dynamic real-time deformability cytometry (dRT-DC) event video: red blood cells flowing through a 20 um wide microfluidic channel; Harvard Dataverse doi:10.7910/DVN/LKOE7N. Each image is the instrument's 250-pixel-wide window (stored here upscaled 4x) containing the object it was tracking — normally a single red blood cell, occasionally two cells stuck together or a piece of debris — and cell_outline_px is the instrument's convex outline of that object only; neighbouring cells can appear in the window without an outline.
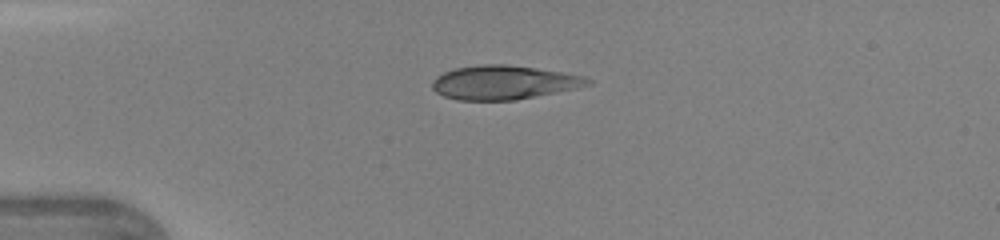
{"species": "human", "species_latin": "Homo sapiens", "temperature_condition": "warm", "stored_images_in_passage": 34, "camera_frame_rate_fps": 3000, "um_per_image_px": 0.085, "donor": {"sex": "female"}, "frame": {"image": 1, "passage_image": 1, "time_ms": 0.0, "image_size_px": [1000, 240], "cell_outline_px": [[592, 84], [516, 100], [456, 100], [444, 96], [436, 92], [432, 88], [432, 80], [436, 76], [444, 72], [456, 68], [480, 64], [504, 64], [536, 68], [584, 76], [592, 80]], "centroid_in_image_um": [42.77, 7.0], "position_along_channel_um": 42.2, "area_um2": 30.52}}
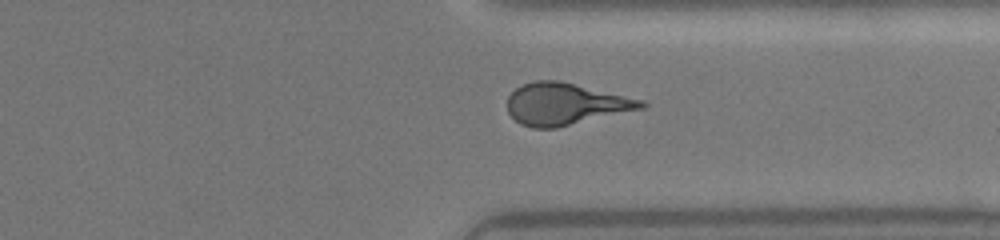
{"frame": {"image": 2, "passage_image": 24, "time_ms": 7.667, "image_size_px": [1000, 240], "cell_outline_px": [[648, 108], [556, 128], [532, 128], [520, 124], [508, 112], [508, 96], [516, 88], [524, 84], [536, 80], [560, 80], [644, 100], [648, 104]], "centroid_in_image_um": [48.11, 8.84], "position_along_channel_um": 363.3, "area_um2": 32.95}}
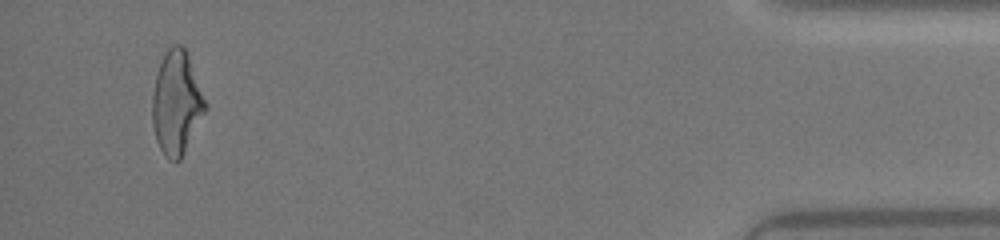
{"frame": {"image": 3, "passage_image": 32, "time_ms": 10.333, "image_size_px": [1000, 240], "cell_outline_px": [[208, 108], [180, 160], [176, 164], [168, 160], [164, 156], [156, 140], [152, 124], [152, 96], [156, 72], [168, 48], [172, 44], [180, 44], [184, 48], [188, 56], [208, 104]], "centroid_in_image_um": [15.01, 8.79], "position_along_channel_um": 420.2, "area_um2": 32.19}}